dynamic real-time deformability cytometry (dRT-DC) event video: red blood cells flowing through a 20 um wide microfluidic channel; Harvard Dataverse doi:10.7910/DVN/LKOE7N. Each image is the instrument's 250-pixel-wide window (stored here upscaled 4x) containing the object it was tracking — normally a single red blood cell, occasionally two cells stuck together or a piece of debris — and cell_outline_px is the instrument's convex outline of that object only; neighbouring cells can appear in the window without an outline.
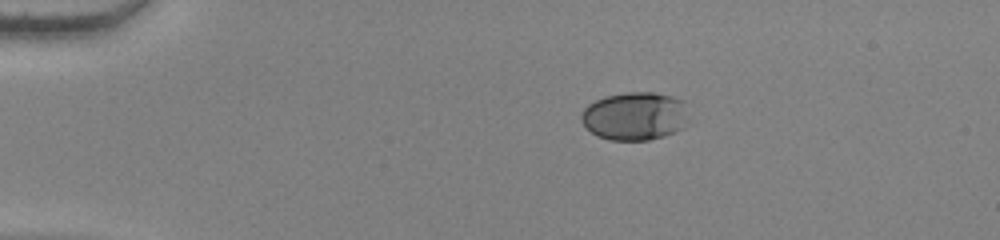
{"species": "human", "species_latin": "Homo sapiens", "temperature_condition": "warm", "stored_images_in_passage": 45, "camera_frame_rate_fps": 3000, "um_per_image_px": 0.085, "donor": {"sex": "female"}, "frame": {"image": 1, "passage_image": 1, "time_ms": 0.0, "image_size_px": [1000, 240], "cell_outline_px": [[684, 128], [664, 136], [648, 140], [608, 140], [596, 136], [580, 120], [580, 112], [588, 104], [604, 96], [628, 92], [652, 92], [672, 96], [684, 100]], "centroid_in_image_um": [53.9, 9.87], "position_along_channel_um": 31.1, "area_um2": 30.11}}
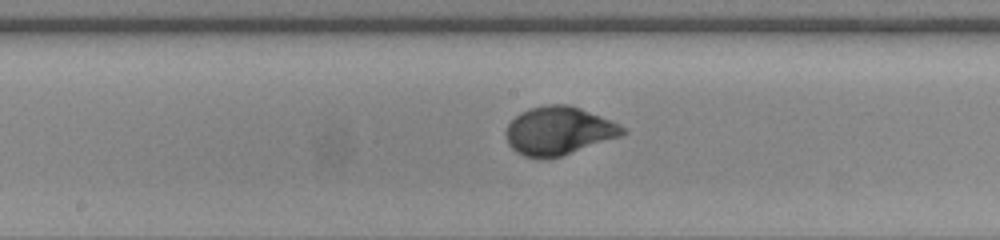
{"frame": {"image": 2, "passage_image": 20, "time_ms": 6.333, "image_size_px": [1000, 240], "cell_outline_px": [[628, 132], [620, 136], [560, 156], [544, 160], [524, 156], [516, 152], [508, 144], [504, 132], [508, 124], [520, 112], [528, 108], [548, 104], [568, 104], [580, 108], [620, 124], [628, 128]], "centroid_in_image_um": [47.46, 11.12], "position_along_channel_um": 200.7, "area_um2": 32.95}}
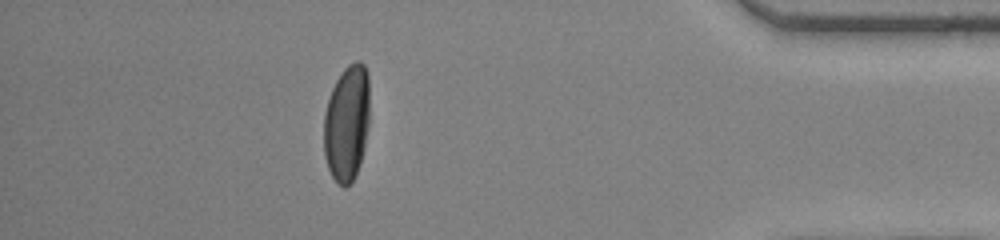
{"frame": {"image": 3, "passage_image": 39, "time_ms": 12.667, "image_size_px": [1000, 240], "cell_outline_px": [[368, 128], [364, 148], [360, 164], [352, 180], [344, 188], [332, 176], [328, 168], [324, 156], [324, 116], [328, 100], [332, 88], [336, 80], [344, 68], [348, 64], [356, 60], [360, 60], [364, 64], [368, 76]], "centroid_in_image_um": [29.47, 10.43], "position_along_channel_um": 405.7, "area_um2": 30.92}, "authors_computed_cell_mechanics": {"area_um2": 31.7322, "velocity_mm_per_s": 3.8332, "shape_relaxation_time_tau1_ms": 2.9241, "shape_relaxation_time_tau2_ms": null, "deformation_change_tau1": 0.1822, "deformation_change_tau2": null}}